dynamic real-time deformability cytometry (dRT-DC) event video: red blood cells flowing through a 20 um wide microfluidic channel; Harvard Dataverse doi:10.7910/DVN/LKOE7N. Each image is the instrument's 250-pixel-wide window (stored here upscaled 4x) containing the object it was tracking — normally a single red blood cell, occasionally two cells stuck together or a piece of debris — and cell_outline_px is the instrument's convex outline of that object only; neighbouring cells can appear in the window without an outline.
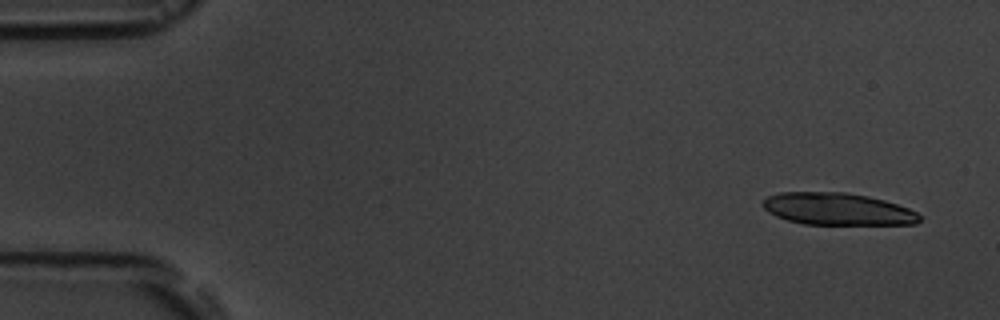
{"species": "common noctule bat (a hibernating species)", "species_latin": "Nyctalus noctula", "temperature_condition": "room temperature", "stored_images_in_passage": 5, "camera_frame_rate_fps": 3000, "um_per_image_px": 0.085, "animal": {"sex": "male", "body_mass_g": 19.5, "forearm_length_mm": 54.6}, "frame": {"image": 1, "passage_image": 1, "time_ms": 0.0, "image_size_px": [1000, 320], "cell_outline_px": [[920, 220], [916, 224], [804, 224], [788, 220], [776, 216], [768, 212], [760, 204], [768, 196], [780, 192], [844, 192], [868, 196], [884, 200], [908, 208], [916, 212], [920, 216]], "centroid_in_image_um": [71.16, 17.76], "position_along_channel_um": 13.8, "area_um2": 29.25}}